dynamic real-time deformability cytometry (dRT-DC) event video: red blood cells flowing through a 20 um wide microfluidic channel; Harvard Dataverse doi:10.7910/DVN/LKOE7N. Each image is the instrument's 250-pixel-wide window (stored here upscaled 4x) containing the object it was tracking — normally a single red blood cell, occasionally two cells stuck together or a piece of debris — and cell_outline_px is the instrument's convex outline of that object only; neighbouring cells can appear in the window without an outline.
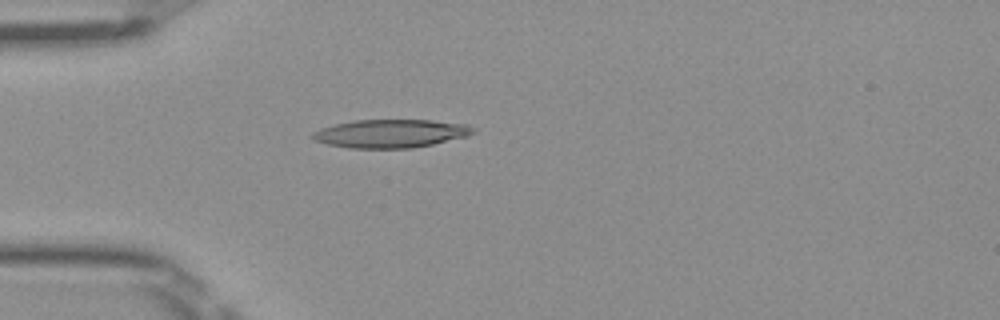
{"species": "Egyptian fruit bat (a non-hibernating species)", "species_latin": "Rousettus aegyptiacus", "temperature_condition": "room temperature", "stored_images_in_passage": 43, "camera_frame_rate_fps": 3000, "um_per_image_px": 0.085, "frame": {"image": 1, "passage_image": 9, "time_ms": 2.667, "image_size_px": [1000, 320], "cell_outline_px": [[476, 132], [468, 136], [432, 144], [412, 148], [348, 148], [328, 144], [312, 140], [308, 136], [312, 132], [320, 128], [332, 124], [352, 120], [432, 120], [468, 124], [476, 128]], "centroid_in_image_um": [33.18, 11.34], "position_along_channel_um": 51.8, "area_um2": 26.88}}
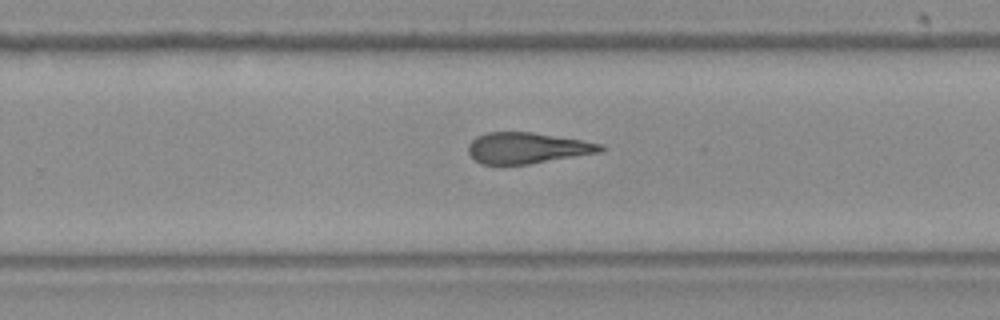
{"frame": {"image": 2, "passage_image": 27, "time_ms": 8.667, "image_size_px": [1000, 320], "cell_outline_px": [[608, 148], [600, 152], [528, 164], [480, 164], [468, 152], [468, 144], [476, 136], [488, 132], [532, 132], [604, 144]], "centroid_in_image_um": [44.82, 12.57], "position_along_channel_um": 285.0, "area_um2": 23.76}}
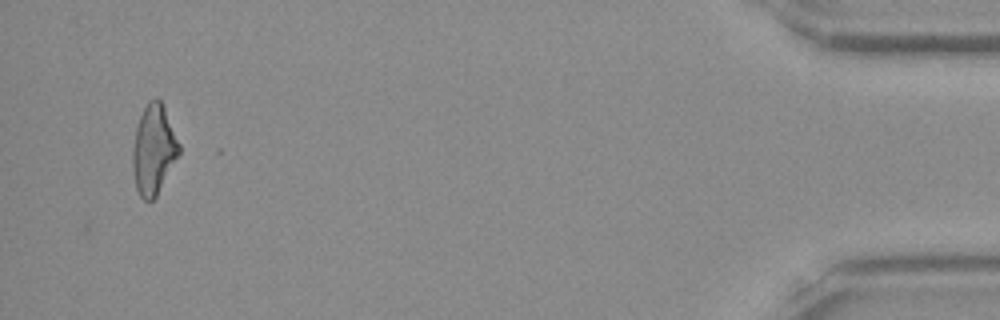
{"frame": {"image": 3, "passage_image": 43, "time_ms": 14.0, "image_size_px": [1000, 320], "cell_outline_px": [[180, 156], [156, 196], [152, 200], [144, 200], [140, 196], [136, 188], [132, 168], [132, 148], [136, 128], [140, 116], [148, 100], [156, 96], [160, 100], [164, 108], [180, 144]], "centroid_in_image_um": [13.06, 12.73], "position_along_channel_um": 422.1, "area_um2": 24.39}, "authors_computed_cell_mechanics": {"area_um2": 25.0852, "velocity_mm_per_s": 4.0492, "shape_relaxation_time_tau1_ms": null, "shape_relaxation_time_tau2_ms": 3.4486, "deformation_change_tau1": null, "deformation_change_tau2": 0.1502}}